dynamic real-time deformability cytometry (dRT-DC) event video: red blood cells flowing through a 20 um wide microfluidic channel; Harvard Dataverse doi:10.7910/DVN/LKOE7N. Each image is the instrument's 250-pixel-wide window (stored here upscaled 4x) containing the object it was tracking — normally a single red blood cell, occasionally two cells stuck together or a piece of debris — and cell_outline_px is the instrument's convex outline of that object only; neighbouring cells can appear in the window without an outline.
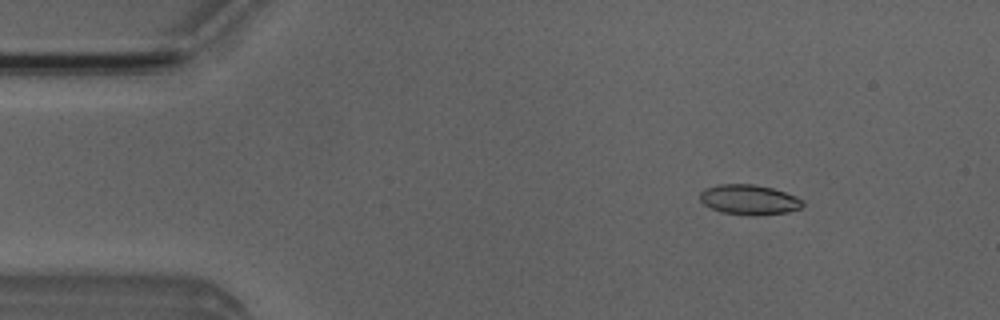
{"species": "Egyptian fruit bat (a non-hibernating species)", "species_latin": "Rousettus aegyptiacus", "temperature_condition": "room temperature", "stored_images_in_passage": 4, "camera_frame_rate_fps": 3000, "um_per_image_px": 0.085, "animal": {"sex": "male"}, "frame": {"image": 1, "passage_image": 2, "time_ms": 1.0, "image_size_px": [1000, 320], "cell_outline_px": [[804, 204], [800, 208], [788, 212], [756, 216], [752, 216], [720, 212], [704, 204], [700, 200], [700, 192], [704, 188], [716, 184], [752, 184], [772, 188], [796, 196], [804, 200]], "centroid_in_image_um": [63.67, 16.97], "position_along_channel_um": 21.3, "area_um2": 18.15}}